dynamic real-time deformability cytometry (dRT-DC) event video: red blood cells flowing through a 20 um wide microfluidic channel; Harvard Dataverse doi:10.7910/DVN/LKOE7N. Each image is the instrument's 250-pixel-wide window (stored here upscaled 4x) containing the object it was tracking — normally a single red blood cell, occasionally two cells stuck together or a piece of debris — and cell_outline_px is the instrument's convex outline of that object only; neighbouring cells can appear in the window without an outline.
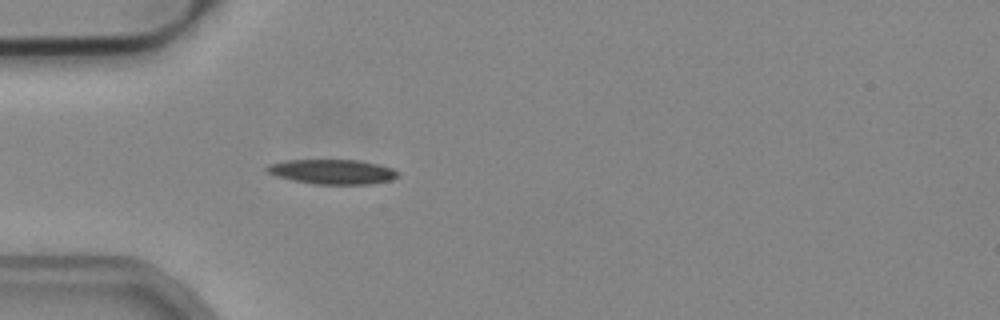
{"species": "common noctule bat (a hibernating species)", "species_latin": "Nyctalus noctula", "temperature_condition": "cold", "stored_images_in_passage": 28, "camera_frame_rate_fps": 3000, "um_per_image_px": 0.085, "animal": {"sex": "male", "body_mass_g": 19.2, "forearm_length_mm": 51.8}, "frame": {"image": 1, "passage_image": 9, "time_ms": 2.667, "image_size_px": [1000, 320], "cell_outline_px": [[400, 176], [392, 180], [368, 184], [316, 184], [292, 180], [276, 176], [268, 172], [264, 168], [268, 164], [288, 160], [356, 160], [376, 164], [392, 168], [400, 172]], "centroid_in_image_um": [28.26, 14.6], "position_along_channel_um": 56.7, "area_um2": 18.84}}